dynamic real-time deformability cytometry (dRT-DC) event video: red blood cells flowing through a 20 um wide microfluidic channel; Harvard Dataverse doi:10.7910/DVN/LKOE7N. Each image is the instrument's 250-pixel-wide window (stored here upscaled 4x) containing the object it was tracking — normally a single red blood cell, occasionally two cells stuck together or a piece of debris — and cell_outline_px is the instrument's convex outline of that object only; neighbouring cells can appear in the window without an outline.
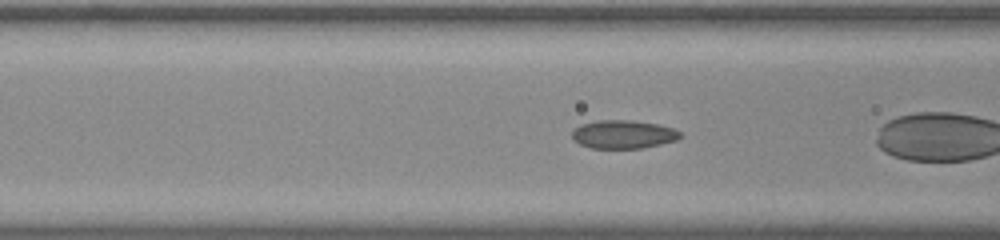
{"species": "common noctule bat (a hibernating species)", "species_latin": "Nyctalus noctula", "temperature_condition": "room temperature", "stored_images_in_passage": 5, "camera_frame_rate_fps": 3000, "um_per_image_px": 0.085, "animal": {"sex": "male", "body_mass_g": 20.0, "forearm_length_mm": 53.3}, "frame": {"image": 1, "passage_image": 3, "time_ms": 0.667, "image_size_px": [1000, 240], "cell_outline_px": [[684, 136], [676, 140], [660, 144], [640, 148], [592, 148], [580, 144], [572, 140], [572, 132], [580, 124], [596, 120], [628, 120], [660, 124], [672, 128], [680, 132]], "centroid_in_image_um": [52.97, 11.41], "position_along_channel_um": 113.6, "area_um2": 17.92}}